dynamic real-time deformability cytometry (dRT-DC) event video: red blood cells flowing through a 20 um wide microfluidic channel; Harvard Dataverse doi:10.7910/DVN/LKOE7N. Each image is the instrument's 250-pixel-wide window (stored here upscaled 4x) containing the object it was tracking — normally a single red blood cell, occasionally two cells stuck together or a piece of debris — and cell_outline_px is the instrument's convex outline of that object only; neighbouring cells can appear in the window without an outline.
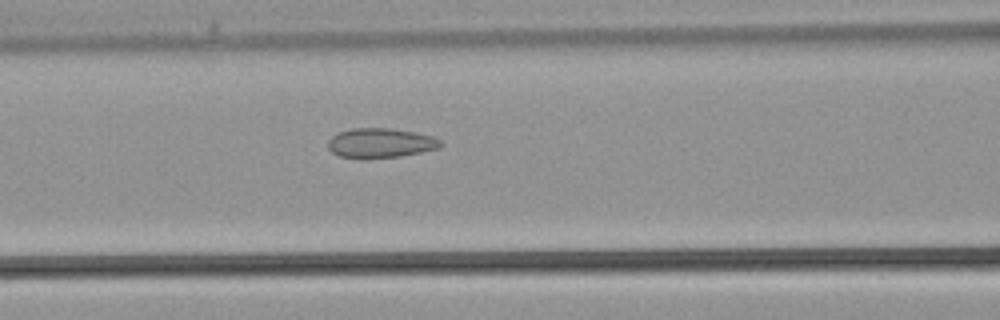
{"species": "common noctule bat (a hibernating species)", "species_latin": "Nyctalus noctula", "temperature_condition": "warm", "stored_images_in_passage": 30, "camera_frame_rate_fps": 3000, "um_per_image_px": 0.085, "animal": {"sex": "male", "body_mass_g": 21.5, "forearm_length_mm": 52.0}, "frame": {"image": 1, "passage_image": 15, "time_ms": 4.667, "image_size_px": [1000, 320], "cell_outline_px": [[444, 144], [436, 148], [420, 152], [400, 156], [368, 160], [340, 156], [332, 152], [328, 148], [328, 140], [332, 136], [340, 132], [352, 128], [392, 128], [416, 132], [432, 136], [440, 140]], "centroid_in_image_um": [32.32, 12.17], "position_along_channel_um": 134.3, "area_um2": 19.65}}
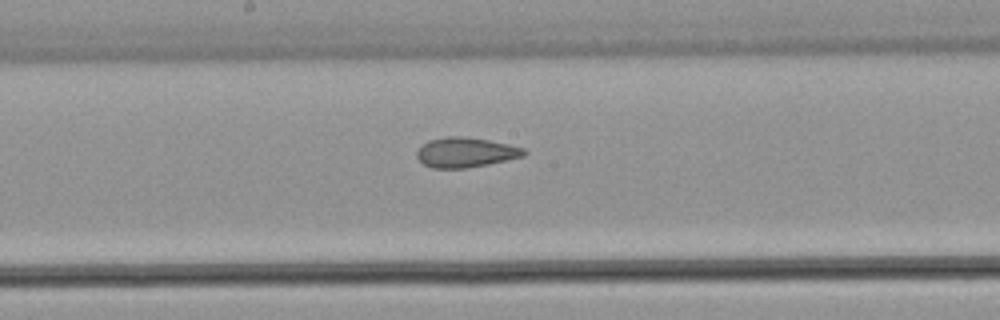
{"frame": {"image": 2, "passage_image": 19, "time_ms": 6.0, "image_size_px": [1000, 320], "cell_outline_px": [[528, 152], [524, 156], [488, 164], [464, 168], [432, 168], [424, 164], [416, 156], [416, 152], [428, 140], [448, 136], [460, 136], [488, 140], [508, 144], [524, 148]], "centroid_in_image_um": [39.58, 12.95], "position_along_channel_um": 208.6, "area_um2": 18.5}}
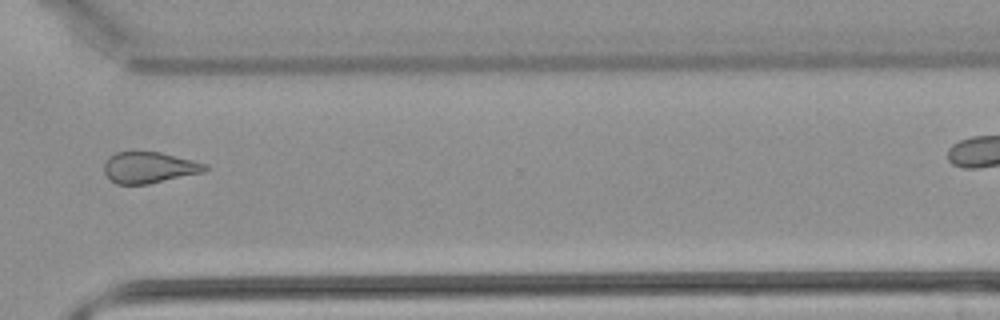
{"frame": {"image": 3, "passage_image": 27, "time_ms": 8.667, "image_size_px": [1000, 320], "cell_outline_px": [[208, 168], [204, 172], [148, 184], [116, 184], [104, 172], [104, 164], [116, 152], [160, 152], [208, 164]], "centroid_in_image_um": [12.71, 14.24], "position_along_channel_um": 357.9, "area_um2": 18.09}}